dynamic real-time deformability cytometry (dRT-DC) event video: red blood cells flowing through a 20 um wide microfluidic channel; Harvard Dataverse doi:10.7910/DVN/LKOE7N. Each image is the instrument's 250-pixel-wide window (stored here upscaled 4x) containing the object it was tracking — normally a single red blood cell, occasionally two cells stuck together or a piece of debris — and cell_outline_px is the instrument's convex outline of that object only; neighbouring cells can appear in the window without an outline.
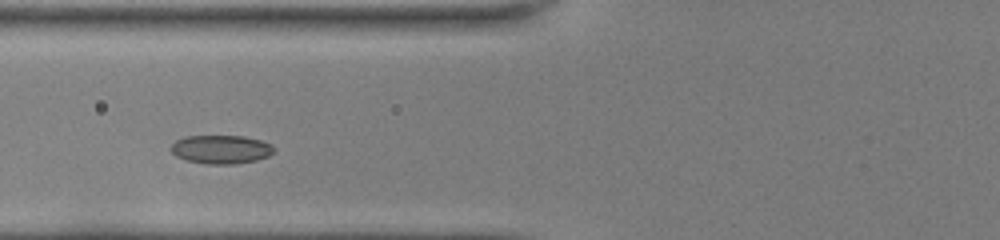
{"species": "common noctule bat (a hibernating species)", "species_latin": "Nyctalus noctula", "temperature_condition": "room temperature", "stored_images_in_passage": 35, "camera_frame_rate_fps": 3000, "um_per_image_px": 0.085, "animal": {"sex": "female", "body_mass_g": 22.0, "forearm_length_mm": 56.7}, "frame": {"image": 1, "passage_image": 6, "time_ms": 1.667, "image_size_px": [1000, 240], "cell_outline_px": [[276, 152], [268, 156], [256, 160], [236, 164], [208, 164], [188, 160], [176, 156], [168, 148], [176, 140], [184, 136], [244, 136], [260, 140], [272, 144], [276, 148]], "centroid_in_image_um": [18.81, 12.69], "position_along_channel_um": 107.0, "area_um2": 17.34}, "authors_computed_cell_mechanics": {"area_um2": 17.1088, "velocity_mm_per_s": 4.023, "shape_relaxation_time_tau1_ms": 5.1977, "shape_relaxation_time_tau2_ms": 3.1949, "deformation_change_tau1": 0.078, "deformation_change_tau2": 0.0632}}